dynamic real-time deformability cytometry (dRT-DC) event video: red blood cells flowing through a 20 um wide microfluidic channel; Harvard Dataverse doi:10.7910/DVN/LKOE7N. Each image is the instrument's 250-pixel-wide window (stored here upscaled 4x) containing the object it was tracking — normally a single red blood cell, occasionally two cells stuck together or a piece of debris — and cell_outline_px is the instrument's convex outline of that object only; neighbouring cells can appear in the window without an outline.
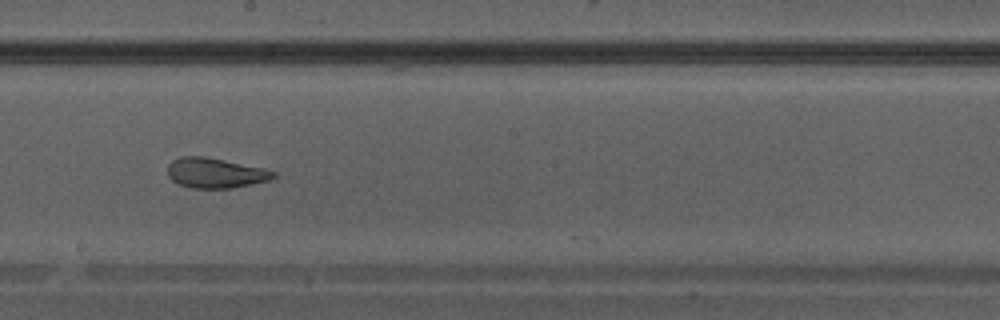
{"species": "Egyptian fruit bat (a non-hibernating species)", "species_latin": "Rousettus aegyptiacus", "temperature_condition": "warm", "stored_images_in_passage": 31, "camera_frame_rate_fps": 3000, "um_per_image_px": 0.085, "animal": {"sex": "male"}, "frame": {"image": 1, "passage_image": 14, "time_ms": 4.333, "image_size_px": [1000, 320], "cell_outline_px": [[276, 176], [272, 180], [232, 188], [192, 188], [180, 184], [172, 180], [168, 176], [168, 164], [172, 160], [180, 156], [204, 156], [264, 168], [276, 172]], "centroid_in_image_um": [18.32, 14.7], "position_along_channel_um": 229.9, "area_um2": 18.61}}